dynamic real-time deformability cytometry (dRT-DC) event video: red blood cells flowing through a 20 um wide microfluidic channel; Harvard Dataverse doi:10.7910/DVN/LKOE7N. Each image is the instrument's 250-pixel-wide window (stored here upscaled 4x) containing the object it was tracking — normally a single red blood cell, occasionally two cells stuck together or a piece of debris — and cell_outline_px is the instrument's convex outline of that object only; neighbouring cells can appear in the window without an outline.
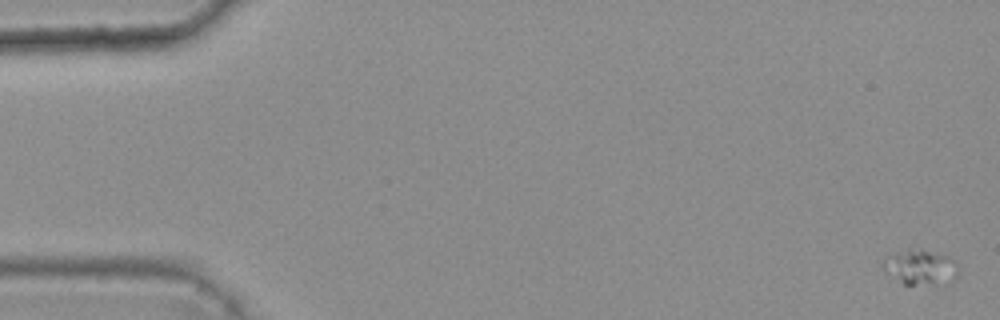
{"species": "common noctule bat (a hibernating species)", "species_latin": "Nyctalus noctula", "temperature_condition": "warm", "stored_images_in_passage": 6, "camera_frame_rate_fps": 3000, "um_per_image_px": 0.085, "animal": {"sex": "female", "body_mass_g": 25.1}, "frame": {"image": 1, "passage_image": 1, "time_ms": 0.0, "image_size_px": [1000, 320], "cell_outline_px": [[956, 276], [952, 280], [936, 284], [904, 284], [884, 268], [884, 260], [920, 248], [956, 260]], "centroid_in_image_um": [78.33, 22.75], "position_along_channel_um": 6.7, "area_um2": 14.05}}
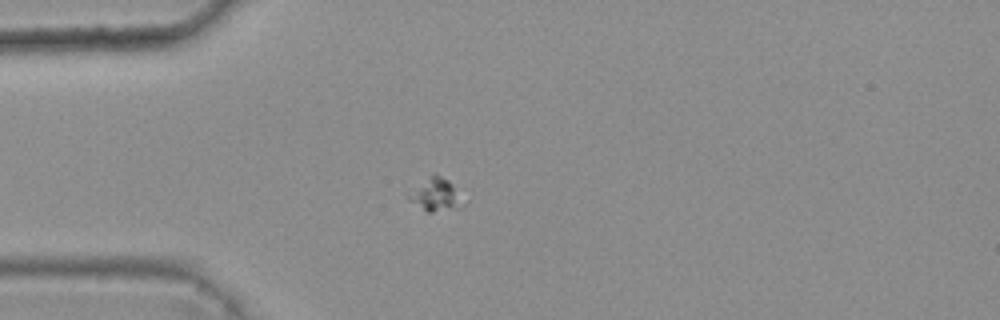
{"frame": {"image": 2, "passage_image": 4, "time_ms": 1.0, "image_size_px": [1000, 320], "cell_outline_px": [[468, 204], [464, 208], [432, 212], [428, 212], [408, 200], [408, 196], [432, 172], [436, 172], [448, 180], [468, 200]], "centroid_in_image_um": [37.19, 16.57], "position_along_channel_um": 47.8, "area_um2": 10.81}}
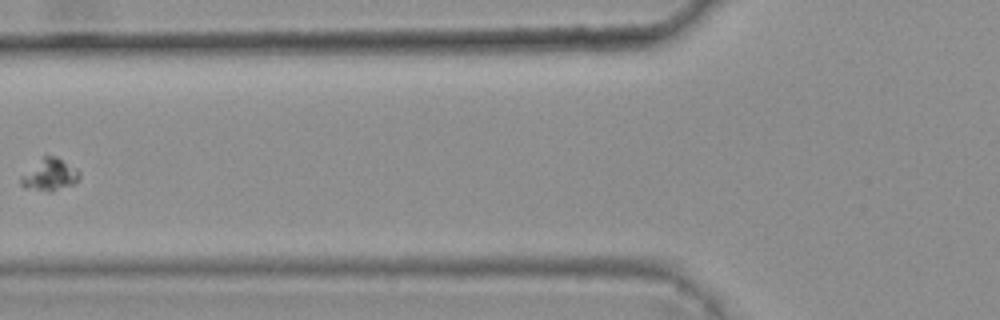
{"frame": {"image": 3, "passage_image": 6, "time_ms": 1.667, "image_size_px": [1000, 320], "cell_outline_px": [[80, 176], [76, 184], [52, 192], [48, 192], [24, 188], [20, 184], [20, 176], [44, 156], [56, 156], [76, 168], [80, 172]], "centroid_in_image_um": [4.24, 14.89], "position_along_channel_um": 121.6, "area_um2": 11.04}}